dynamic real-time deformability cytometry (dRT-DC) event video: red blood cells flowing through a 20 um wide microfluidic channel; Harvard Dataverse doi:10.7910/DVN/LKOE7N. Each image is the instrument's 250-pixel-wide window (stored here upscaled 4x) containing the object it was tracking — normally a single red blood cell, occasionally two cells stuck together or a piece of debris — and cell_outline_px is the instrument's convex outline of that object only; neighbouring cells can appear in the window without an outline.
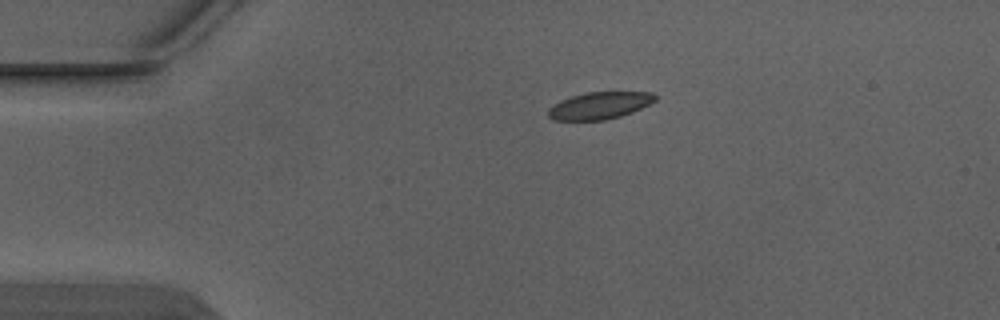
{"species": "Egyptian fruit bat (a non-hibernating species)", "species_latin": "Rousettus aegyptiacus", "temperature_condition": "warm", "stored_images_in_passage": 3, "camera_frame_rate_fps": 3000, "um_per_image_px": 0.085, "animal": {"sex": "male"}, "frame": {"image": 1, "passage_image": 3, "time_ms": 0.667, "image_size_px": [1000, 320], "cell_outline_px": [[656, 100], [632, 112], [620, 116], [604, 120], [552, 120], [548, 116], [548, 108], [560, 100], [572, 96], [588, 92], [652, 92], [656, 96]], "centroid_in_image_um": [50.93, 8.97], "position_along_channel_um": 34.1, "area_um2": 16.76}}